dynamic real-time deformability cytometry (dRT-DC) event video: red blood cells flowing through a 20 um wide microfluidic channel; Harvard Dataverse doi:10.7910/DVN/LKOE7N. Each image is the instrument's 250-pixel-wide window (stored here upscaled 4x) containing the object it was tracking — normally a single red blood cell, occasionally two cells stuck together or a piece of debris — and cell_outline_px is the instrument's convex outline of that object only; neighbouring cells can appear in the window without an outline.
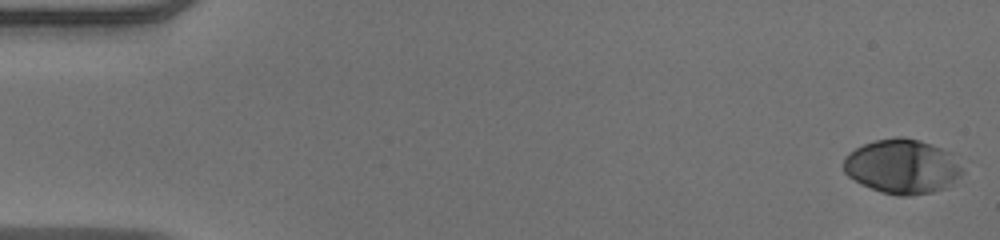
{"species": "human", "species_latin": "Homo sapiens", "temperature_condition": "warm", "stored_images_in_passage": 11, "camera_frame_rate_fps": 3000, "um_per_image_px": 0.085, "donor": {"sex": "male"}, "frame": {"image": 1, "passage_image": 1, "time_ms": 0.0, "image_size_px": [1000, 240], "cell_outline_px": [[964, 172], [960, 176], [944, 188], [932, 192], [908, 196], [896, 196], [880, 192], [848, 176], [844, 172], [844, 156], [848, 152], [864, 144], [876, 140], [896, 136], [904, 136], [920, 140], [952, 152]], "centroid_in_image_um": [76.69, 14.13], "position_along_channel_um": 8.3, "area_um2": 37.74}}